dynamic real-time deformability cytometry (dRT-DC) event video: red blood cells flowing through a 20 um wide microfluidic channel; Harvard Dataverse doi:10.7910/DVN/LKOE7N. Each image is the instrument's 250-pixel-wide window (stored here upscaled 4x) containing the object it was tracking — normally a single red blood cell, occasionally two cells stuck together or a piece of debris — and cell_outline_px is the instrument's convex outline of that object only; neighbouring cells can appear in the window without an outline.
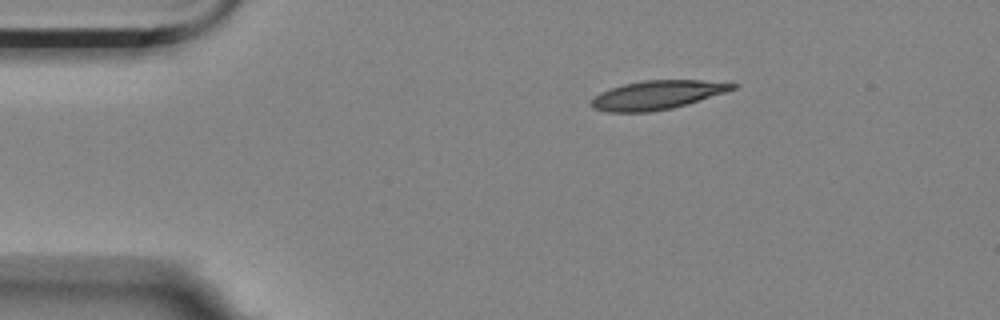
{"species": "Egyptian fruit bat (a non-hibernating species)", "species_latin": "Rousettus aegyptiacus", "temperature_condition": "room temperature", "stored_images_in_passage": 4, "camera_frame_rate_fps": 3000, "um_per_image_px": 0.085, "animal": {"sex": "female"}, "frame": {"image": 1, "passage_image": 1, "time_ms": 0.0, "image_size_px": [1000, 320], "cell_outline_px": [[740, 84], [736, 88], [688, 104], [672, 108], [648, 112], [608, 112], [592, 108], [588, 104], [600, 92], [624, 84], [644, 80], [700, 80]], "centroid_in_image_um": [55.83, 8.08], "position_along_channel_um": 29.2, "area_um2": 23.58}}
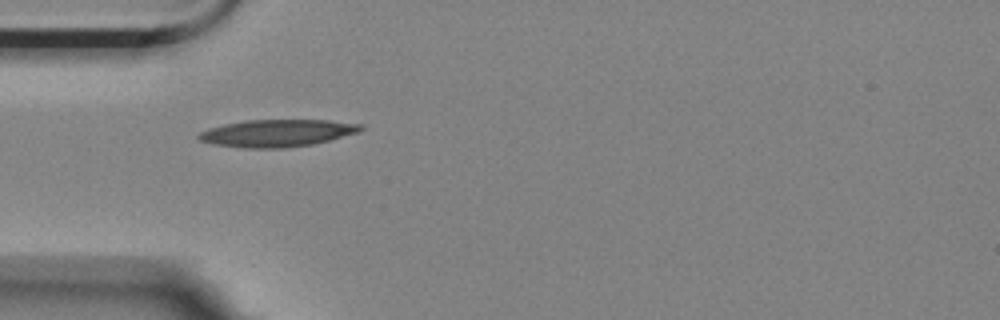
{"frame": {"image": 2, "passage_image": 3, "time_ms": 0.667, "image_size_px": [1000, 320], "cell_outline_px": [[364, 128], [360, 132], [312, 144], [284, 148], [244, 148], [212, 144], [200, 140], [196, 136], [200, 132], [208, 128], [224, 124], [244, 120], [328, 120], [364, 124]], "centroid_in_image_um": [23.55, 11.31], "position_along_channel_um": 61.4, "area_um2": 25.84}}
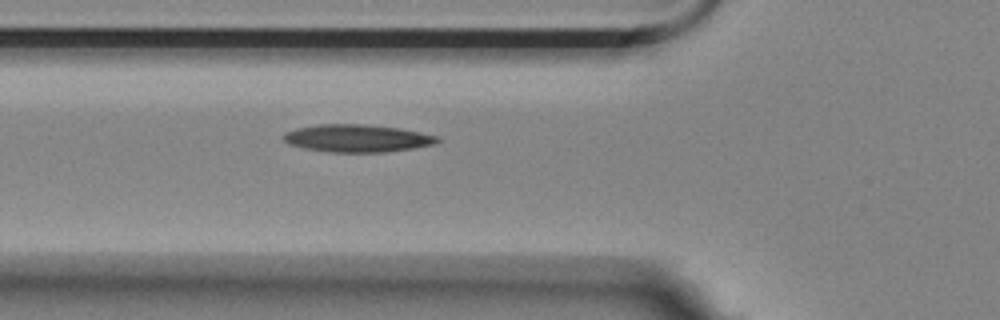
{"frame": {"image": 3, "passage_image": 4, "time_ms": 1.0, "image_size_px": [1000, 320], "cell_outline_px": [[440, 140], [436, 144], [412, 148], [384, 152], [332, 152], [304, 148], [288, 144], [280, 136], [284, 132], [296, 128], [320, 124], [360, 124], [400, 128], [440, 136]], "centroid_in_image_um": [30.35, 11.75], "position_along_channel_um": 95.5, "area_um2": 24.8}}